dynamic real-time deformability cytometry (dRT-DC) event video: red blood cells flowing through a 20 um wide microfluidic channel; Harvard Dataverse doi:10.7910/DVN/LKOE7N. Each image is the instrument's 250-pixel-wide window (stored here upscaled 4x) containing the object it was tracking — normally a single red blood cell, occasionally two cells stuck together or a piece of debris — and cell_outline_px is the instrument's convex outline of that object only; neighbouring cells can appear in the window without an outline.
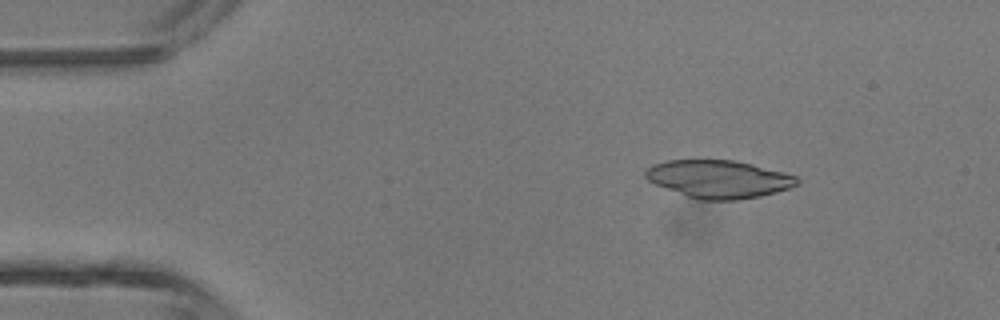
{"species": "common noctule bat (a hibernating species)", "species_latin": "Nyctalus noctula", "temperature_condition": "room temperature", "stored_images_in_passage": 4, "camera_frame_rate_fps": 3000, "um_per_image_px": 0.085, "animal": {"sex": "male", "body_mass_g": 13.3}, "frame": {"image": 1, "passage_image": 2, "time_ms": 1.333, "image_size_px": [1000, 320], "cell_outline_px": [[800, 180], [796, 184], [788, 188], [776, 192], [760, 196], [736, 200], [696, 200], [656, 184], [648, 180], [644, 176], [644, 172], [652, 164], [668, 160], [732, 160], [752, 164], [784, 172], [796, 176]], "centroid_in_image_um": [61.07, 15.22], "position_along_channel_um": 23.9, "area_um2": 33.29}}